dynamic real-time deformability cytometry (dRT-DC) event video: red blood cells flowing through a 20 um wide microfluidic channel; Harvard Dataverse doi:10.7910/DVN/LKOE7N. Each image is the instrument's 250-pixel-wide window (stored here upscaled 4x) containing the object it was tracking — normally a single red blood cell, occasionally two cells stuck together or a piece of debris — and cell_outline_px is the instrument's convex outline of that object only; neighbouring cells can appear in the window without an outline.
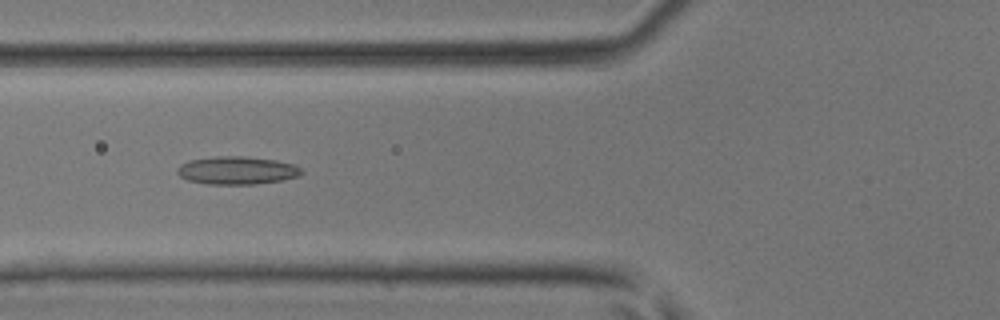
{"species": "common noctule bat (a hibernating species)", "species_latin": "Nyctalus noctula", "temperature_condition": "room temperature", "stored_images_in_passage": 46, "camera_frame_rate_fps": 3000, "um_per_image_px": 0.085, "animal": {"sex": "male", "body_mass_g": 17.9, "forearm_length_mm": 54.2}, "frame": {"image": 1, "passage_image": 18, "time_ms": 5.667, "image_size_px": [1000, 320], "cell_outline_px": [[304, 172], [300, 176], [280, 180], [252, 184], [208, 184], [188, 180], [180, 176], [176, 172], [176, 168], [180, 164], [188, 160], [216, 156], [244, 156], [276, 160], [292, 164], [300, 168]], "centroid_in_image_um": [20.11, 14.47], "position_along_channel_um": 105.7, "area_um2": 20.23}}
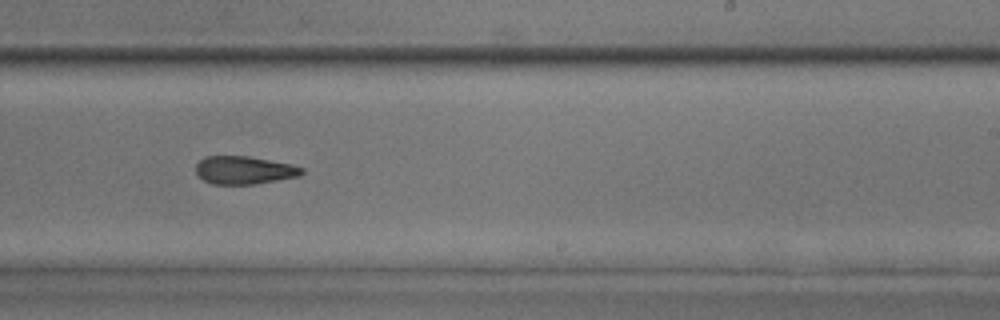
{"frame": {"image": 2, "passage_image": 29, "time_ms": 9.333, "image_size_px": [1000, 320], "cell_outline_px": [[304, 172], [300, 176], [256, 184], [212, 184], [204, 180], [196, 172], [196, 164], [204, 156], [248, 156], [292, 164], [304, 168]], "centroid_in_image_um": [20.78, 14.46], "position_along_channel_um": 268.2, "area_um2": 17.34}}
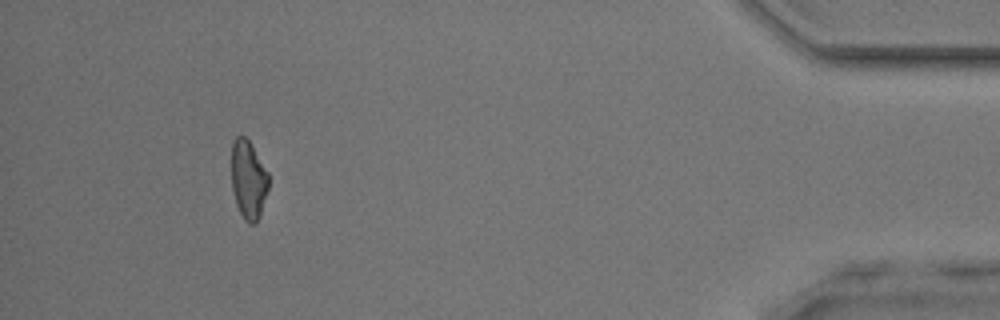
{"frame": {"image": 3, "passage_image": 43, "time_ms": 14.0, "image_size_px": [1000, 320], "cell_outline_px": [[268, 188], [260, 216], [256, 224], [252, 224], [244, 220], [236, 204], [232, 188], [232, 140], [236, 136], [244, 136], [248, 140], [268, 172]], "centroid_in_image_um": [21.11, 15.29], "position_along_channel_um": 414.1, "area_um2": 16.88}}